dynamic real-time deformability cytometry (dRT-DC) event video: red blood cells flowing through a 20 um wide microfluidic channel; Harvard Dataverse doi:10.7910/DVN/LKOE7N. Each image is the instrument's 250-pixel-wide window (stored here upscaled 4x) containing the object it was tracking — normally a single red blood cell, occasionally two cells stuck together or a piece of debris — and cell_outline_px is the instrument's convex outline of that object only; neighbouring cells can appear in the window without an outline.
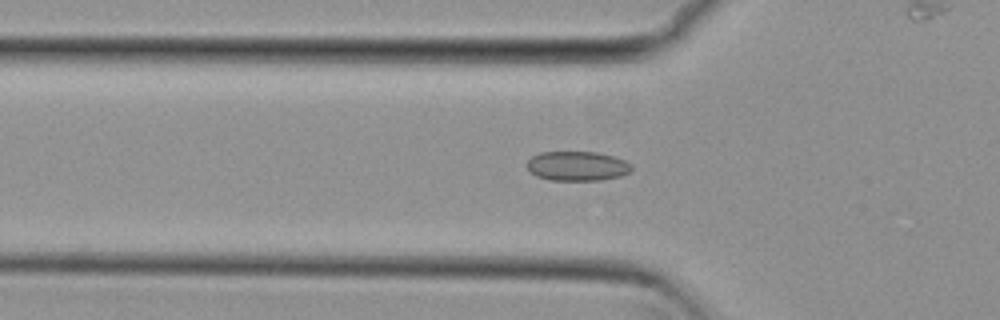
{"species": "common noctule bat (a hibernating species)", "species_latin": "Nyctalus noctula", "temperature_condition": "cold", "stored_images_in_passage": 51, "camera_frame_rate_fps": 3000, "um_per_image_px": 0.085, "animal": {"sex": "female", "body_mass_g": 29.2, "forearm_length_mm": 56.3}, "frame": {"image": 1, "passage_image": 17, "time_ms": 5.333, "image_size_px": [1000, 320], "cell_outline_px": [[632, 168], [628, 172], [620, 176], [600, 180], [552, 180], [536, 176], [524, 164], [532, 156], [540, 152], [596, 152], [612, 156], [624, 160], [632, 164]], "centroid_in_image_um": [49.04, 14.11], "position_along_channel_um": 76.8, "area_um2": 17.92}}
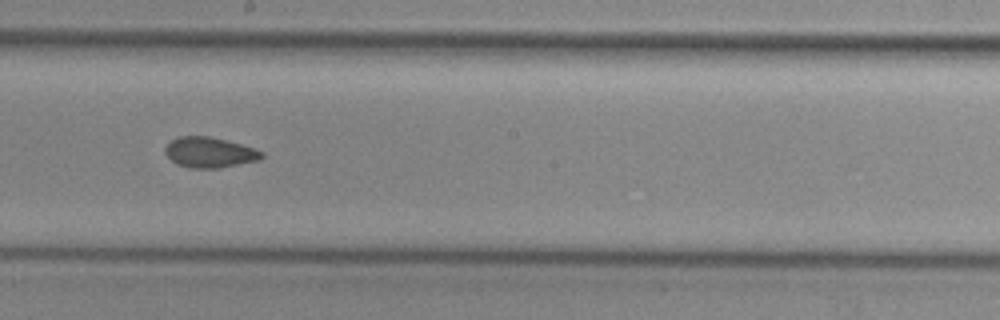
{"frame": {"image": 2, "passage_image": 29, "time_ms": 9.333, "image_size_px": [1000, 320], "cell_outline_px": [[264, 156], [260, 160], [216, 168], [192, 168], [176, 164], [164, 152], [164, 148], [172, 140], [180, 136], [208, 136], [240, 144], [264, 152]], "centroid_in_image_um": [17.8, 12.96], "position_along_channel_um": 230.4, "area_um2": 16.88}}
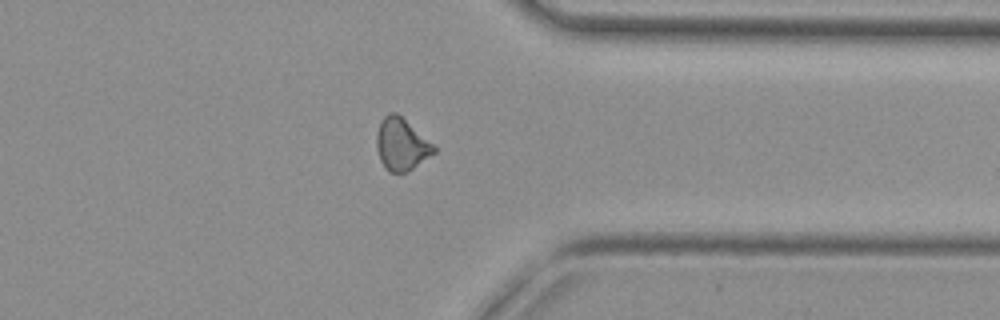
{"frame": {"image": 3, "passage_image": 41, "time_ms": 13.333, "image_size_px": [1000, 320], "cell_outline_px": [[436, 152], [408, 172], [388, 172], [380, 160], [376, 148], [376, 132], [380, 120], [388, 112], [396, 112], [432, 144], [436, 148]], "centroid_in_image_um": [34.08, 12.27], "position_along_channel_um": 377.3, "area_um2": 17.34}, "authors_computed_cell_mechanics": {"area_um2": 17.3978, "velocity_mm_per_s": 3.8273, "shape_relaxation_time_tau1_ms": null, "shape_relaxation_time_tau2_ms": 5.8748, "deformation_change_tau1": null, "deformation_change_tau2": 0.0992}}